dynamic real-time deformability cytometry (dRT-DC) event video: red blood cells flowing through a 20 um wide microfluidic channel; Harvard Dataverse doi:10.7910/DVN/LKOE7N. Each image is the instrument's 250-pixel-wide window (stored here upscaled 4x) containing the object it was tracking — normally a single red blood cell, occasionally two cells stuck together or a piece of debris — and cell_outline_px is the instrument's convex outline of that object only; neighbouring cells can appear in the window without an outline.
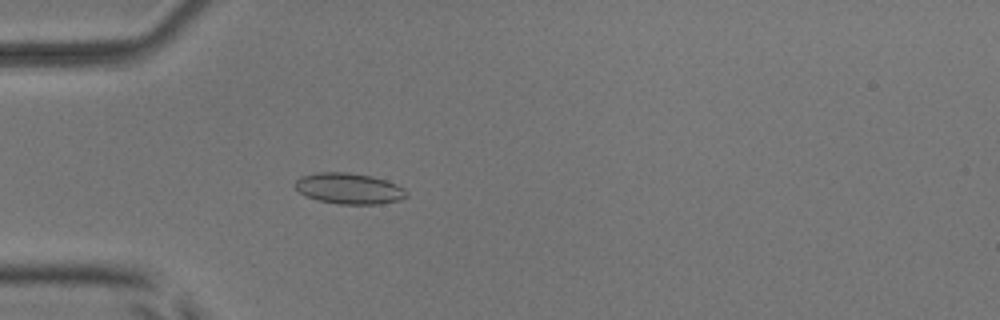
{"species": "common noctule bat (a hibernating species)", "species_latin": "Nyctalus noctula", "temperature_condition": "room temperature", "stored_images_in_passage": 30, "camera_frame_rate_fps": 3000, "um_per_image_px": 0.085, "animal": {"sex": "male", "body_mass_g": 17.9, "forearm_length_mm": 54.2}, "frame": {"image": 1, "passage_image": 2, "time_ms": 0.333, "image_size_px": [1000, 320], "cell_outline_px": [[408, 196], [400, 200], [380, 204], [340, 204], [320, 200], [308, 196], [300, 192], [292, 184], [300, 176], [316, 172], [348, 172], [372, 176], [396, 184], [404, 188], [408, 192]], "centroid_in_image_um": [29.68, 16.01], "position_along_channel_um": 55.3, "area_um2": 20.11}}
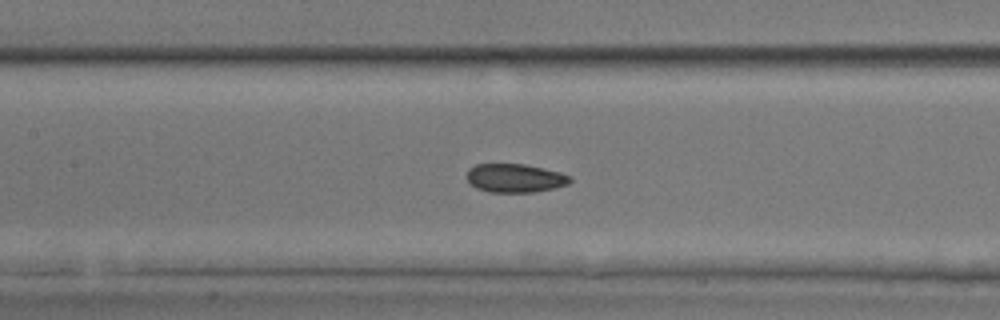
{"frame": {"image": 2, "passage_image": 11, "time_ms": 3.333, "image_size_px": [1000, 320], "cell_outline_px": [[572, 180], [568, 184], [556, 188], [536, 192], [488, 192], [476, 188], [464, 176], [468, 168], [476, 164], [524, 164], [560, 172], [572, 176]], "centroid_in_image_um": [43.77, 15.14], "position_along_channel_um": 163.6, "area_um2": 17.46}}
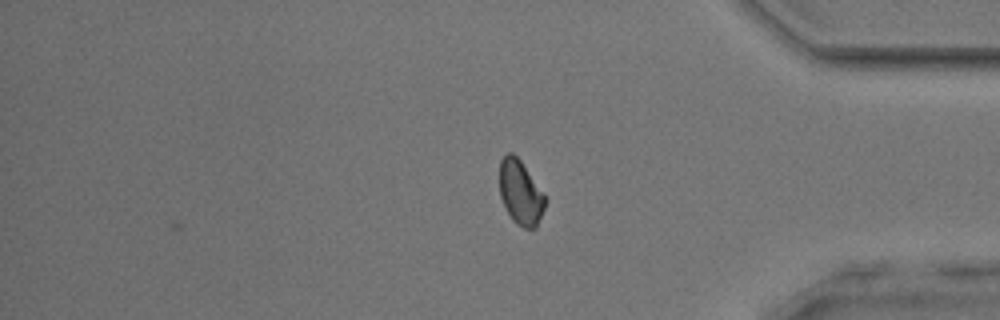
{"frame": {"image": 3, "passage_image": 30, "time_ms": 9.667, "image_size_px": [1000, 320], "cell_outline_px": [[548, 200], [536, 228], [524, 228], [516, 224], [512, 220], [504, 208], [500, 196], [500, 160], [508, 152], [512, 152], [520, 160]], "centroid_in_image_um": [44.24, 16.4], "position_along_channel_um": 391.0, "area_um2": 17.17}, "authors_computed_cell_mechanics": {"area_um2": 17.629, "velocity_mm_per_s": 3.8957, "shape_relaxation_time_tau1_ms": 5.1601, "shape_relaxation_time_tau2_ms": 2.0141, "deformation_change_tau1": 0.0866, "deformation_change_tau2": 0.0498}}